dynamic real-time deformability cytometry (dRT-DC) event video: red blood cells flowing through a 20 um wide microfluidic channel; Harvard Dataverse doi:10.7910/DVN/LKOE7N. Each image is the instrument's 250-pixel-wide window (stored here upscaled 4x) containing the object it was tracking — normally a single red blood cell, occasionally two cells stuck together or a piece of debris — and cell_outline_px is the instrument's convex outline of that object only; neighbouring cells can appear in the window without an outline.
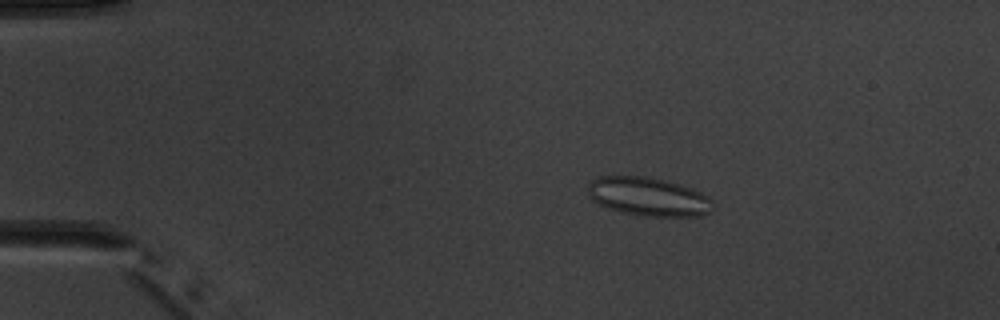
{"species": "common noctule bat (a hibernating species)", "species_latin": "Nyctalus noctula", "temperature_condition": "warm", "stored_images_in_passage": 5, "camera_frame_rate_fps": 3000, "um_per_image_px": 0.085, "animal": {"sex": "male", "body_mass_g": 20.1, "forearm_length_mm": 53.5}, "frame": {"image": 1, "passage_image": 3, "time_ms": 2.333, "image_size_px": [1000, 320], "cell_outline_px": [[716, 208], [712, 212], [700, 216], [644, 216], [620, 212], [608, 208], [592, 200], [588, 196], [588, 184], [596, 176], [644, 176], [664, 180], [680, 184], [692, 188], [708, 196], [712, 200]], "centroid_in_image_um": [55.14, 16.72], "position_along_channel_um": 29.9, "area_um2": 28.5}}
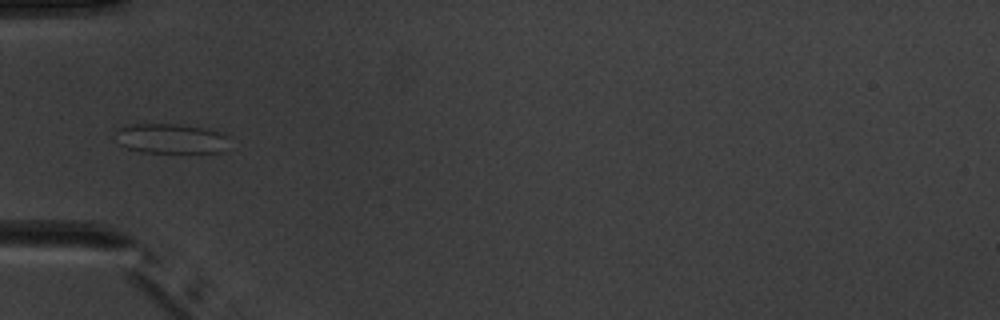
{"frame": {"image": 2, "passage_image": 5, "time_ms": 5.0, "image_size_px": [1000, 320], "cell_outline_px": [[228, 136], [224, 152], [144, 152], [128, 148], [120, 144], [116, 132], [120, 128], [132, 124], [180, 124], [204, 128], [220, 132]], "centroid_in_image_um": [14.56, 11.77], "position_along_channel_um": 70.4, "area_um2": 19.48}}